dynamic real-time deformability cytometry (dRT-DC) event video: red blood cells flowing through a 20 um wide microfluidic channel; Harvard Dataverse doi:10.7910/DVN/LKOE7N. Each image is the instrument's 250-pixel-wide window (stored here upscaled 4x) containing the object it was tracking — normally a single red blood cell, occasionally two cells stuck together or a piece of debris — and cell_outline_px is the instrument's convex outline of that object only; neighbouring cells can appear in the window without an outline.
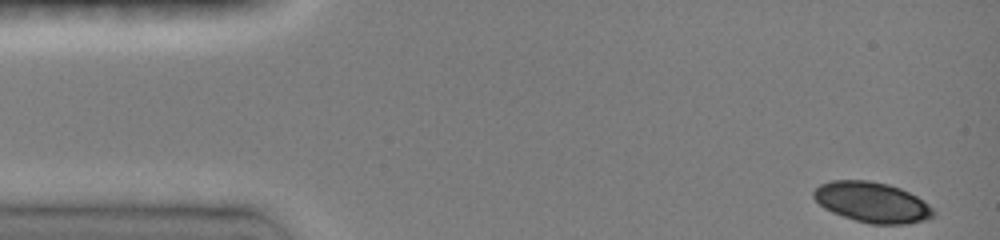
{"species": "common noctule bat (a hibernating species)", "species_latin": "Nyctalus noctula", "temperature_condition": "room temperature", "stored_images_in_passage": 43, "camera_frame_rate_fps": 3000, "um_per_image_px": 0.085, "animal": {"sex": "female", "body_mass_g": 19.0, "forearm_length_mm": 51.5}, "frame": {"image": 1, "passage_image": 1, "time_ms": 0.0, "image_size_px": [1000, 240], "cell_outline_px": [[936, 216], [924, 220], [904, 224], [872, 224], [856, 220], [832, 212], [824, 208], [812, 196], [812, 192], [820, 184], [832, 180], [868, 180], [888, 184], [900, 188], [916, 196], [928, 204], [936, 212]], "centroid_in_image_um": [74.13, 17.19], "position_along_channel_um": 10.9, "area_um2": 28.09}}